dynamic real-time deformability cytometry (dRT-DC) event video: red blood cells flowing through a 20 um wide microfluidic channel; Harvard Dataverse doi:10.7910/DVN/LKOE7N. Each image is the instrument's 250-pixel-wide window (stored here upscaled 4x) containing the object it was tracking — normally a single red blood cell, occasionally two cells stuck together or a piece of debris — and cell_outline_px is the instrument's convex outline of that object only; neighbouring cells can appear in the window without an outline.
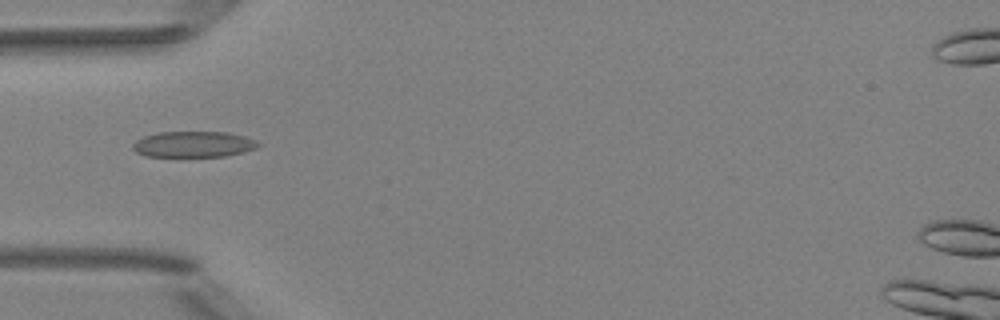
{"species": "Egyptian fruit bat (a non-hibernating species)", "species_latin": "Rousettus aegyptiacus", "temperature_condition": "room temperature", "stored_images_in_passage": 43, "camera_frame_rate_fps": 3000, "um_per_image_px": 0.085, "animal": {"sex": "female"}, "frame": {"image": 1, "passage_image": 12, "time_ms": 3.667, "image_size_px": [1000, 320], "cell_outline_px": [[264, 144], [256, 148], [224, 156], [144, 156], [136, 152], [132, 148], [132, 144], [136, 140], [144, 136], [160, 132], [228, 132], [244, 136], [256, 140]], "centroid_in_image_um": [16.45, 12.25], "position_along_channel_um": 68.6, "area_um2": 18.9}}
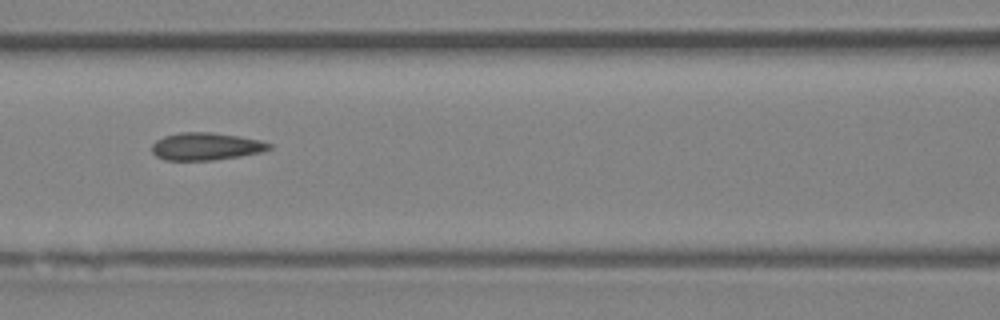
{"frame": {"image": 2, "passage_image": 18, "time_ms": 5.667, "image_size_px": [1000, 320], "cell_outline_px": [[272, 148], [260, 152], [240, 156], [212, 160], [164, 160], [156, 156], [152, 152], [152, 144], [156, 140], [164, 136], [180, 132], [212, 132], [240, 136], [260, 140], [272, 144]], "centroid_in_image_um": [17.5, 12.44], "position_along_channel_um": 149.1, "area_um2": 18.84}}
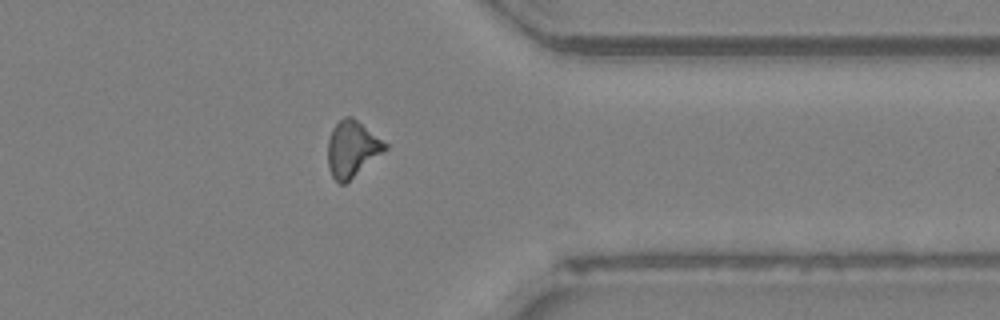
{"frame": {"image": 3, "passage_image": 36, "time_ms": 11.667, "image_size_px": [1000, 320], "cell_outline_px": [[388, 148], [384, 152], [344, 184], [340, 184], [332, 176], [328, 168], [328, 140], [332, 128], [344, 116], [352, 116], [388, 144]], "centroid_in_image_um": [29.93, 12.64], "position_along_channel_um": 381.5, "area_um2": 18.61}}